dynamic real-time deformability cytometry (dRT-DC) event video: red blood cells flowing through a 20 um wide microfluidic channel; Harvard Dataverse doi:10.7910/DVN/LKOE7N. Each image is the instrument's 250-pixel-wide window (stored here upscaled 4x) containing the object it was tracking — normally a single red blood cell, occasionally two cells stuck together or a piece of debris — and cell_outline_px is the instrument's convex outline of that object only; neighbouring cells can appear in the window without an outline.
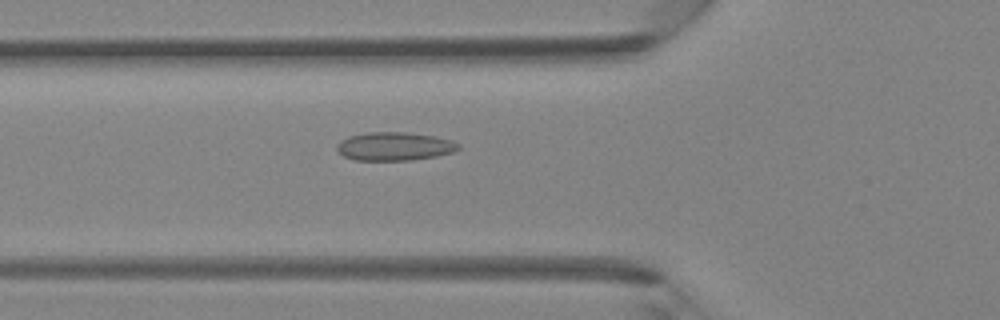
{"species": "Egyptian fruit bat (a non-hibernating species)", "species_latin": "Rousettus aegyptiacus", "temperature_condition": "room temperature", "stored_images_in_passage": 42, "camera_frame_rate_fps": 3000, "um_per_image_px": 0.085, "animal": {"sex": "female"}, "frame": {"image": 1, "passage_image": 15, "time_ms": 4.667, "image_size_px": [1000, 320], "cell_outline_px": [[460, 148], [452, 152], [436, 156], [412, 160], [356, 160], [344, 156], [336, 148], [336, 144], [340, 140], [348, 136], [368, 132], [404, 132], [436, 136], [452, 140], [460, 144]], "centroid_in_image_um": [33.53, 12.43], "position_along_channel_um": 92.3, "area_um2": 20.17}}
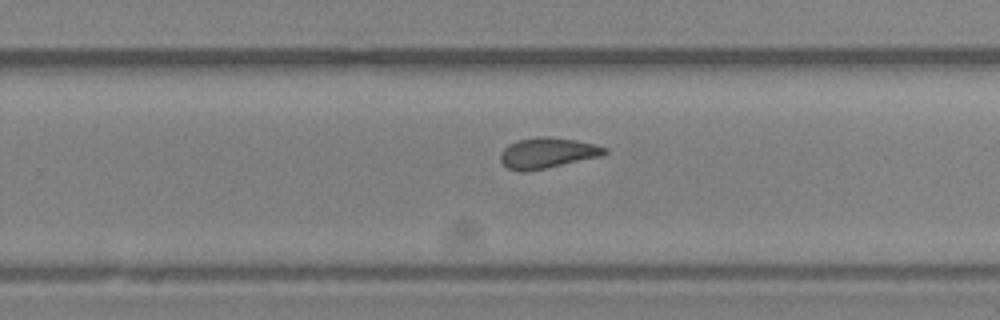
{"frame": {"image": 2, "passage_image": 27, "time_ms": 8.667, "image_size_px": [1000, 320], "cell_outline_px": [[608, 152], [600, 156], [544, 168], [524, 172], [520, 172], [508, 168], [500, 160], [500, 152], [508, 144], [516, 140], [540, 136], [548, 136], [576, 140], [596, 144], [608, 148]], "centroid_in_image_um": [46.5, 12.98], "position_along_channel_um": 283.3, "area_um2": 18.55}}
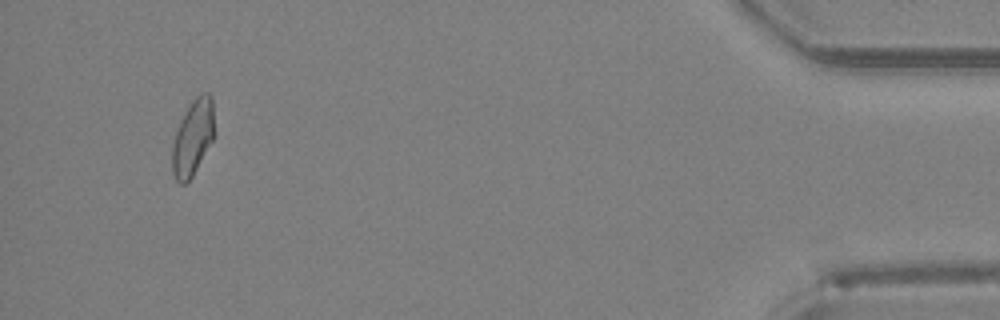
{"frame": {"image": 3, "passage_image": 40, "time_ms": 13.0, "image_size_px": [1000, 320], "cell_outline_px": [[216, 136], [192, 176], [184, 184], [180, 184], [176, 180], [172, 172], [172, 144], [180, 120], [192, 100], [200, 92], [208, 92], [212, 96]], "centroid_in_image_um": [16.43, 11.66], "position_along_channel_um": 418.8, "area_um2": 19.02}}